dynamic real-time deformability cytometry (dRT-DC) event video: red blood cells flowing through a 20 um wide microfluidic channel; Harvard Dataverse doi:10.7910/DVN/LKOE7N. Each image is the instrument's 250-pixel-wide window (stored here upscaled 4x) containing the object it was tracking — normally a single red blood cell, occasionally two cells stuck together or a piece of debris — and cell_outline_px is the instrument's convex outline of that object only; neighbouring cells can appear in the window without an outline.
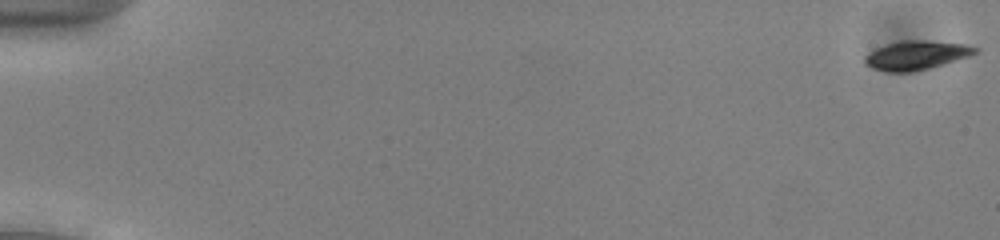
{"species": "common noctule bat (a hibernating species)", "species_latin": "Nyctalus noctula", "temperature_condition": "cold", "stored_images_in_passage": 54, "camera_frame_rate_fps": 3000, "um_per_image_px": 0.085, "animal": {"sex": "male", "body_mass_g": 13.0, "forearm_length_mm": 53.1}, "frame": {"image": 1, "passage_image": 1, "time_ms": 0.0, "image_size_px": [1000, 240], "cell_outline_px": [[980, 48], [976, 52], [968, 56], [928, 68], [908, 72], [888, 72], [872, 68], [864, 64], [864, 56], [888, 44], [904, 40], [924, 40], [968, 44]], "centroid_in_image_um": [77.9, 4.69], "position_along_channel_um": 7.1, "area_um2": 18.26}}
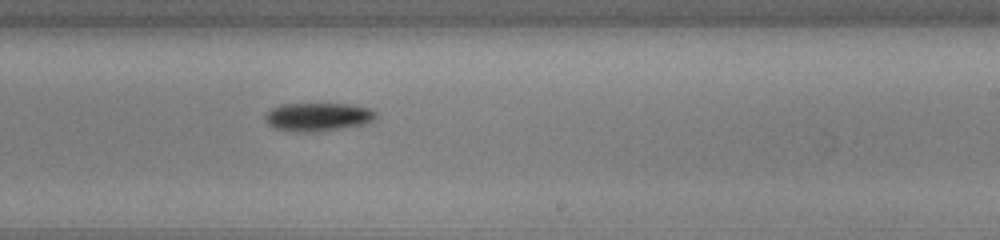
{"frame": {"image": 2, "passage_image": 34, "time_ms": 11.0, "image_size_px": [1000, 240], "cell_outline_px": [[376, 116], [368, 124], [320, 132], [296, 132], [276, 128], [268, 124], [264, 120], [264, 116], [272, 108], [280, 104], [352, 104], [372, 108], [376, 112]], "centroid_in_image_um": [27.06, 9.94], "position_along_channel_um": 261.9, "area_um2": 18.61}}
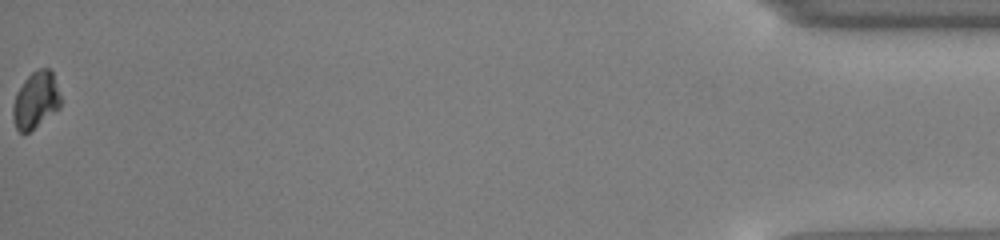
{"frame": {"image": 3, "passage_image": 54, "time_ms": 17.667, "image_size_px": [1000, 240], "cell_outline_px": [[60, 108], [28, 132], [20, 132], [16, 128], [12, 116], [12, 104], [16, 92], [24, 80], [32, 72], [40, 68], [48, 68], [52, 72], [60, 96]], "centroid_in_image_um": [3.01, 8.51], "position_along_channel_um": 432.2, "area_um2": 15.61}, "authors_computed_cell_mechanics": {"area_um2": 17.5134, "velocity_mm_per_s": 3.9317, "shape_relaxation_time_tau1_ms": 5.7524, "shape_relaxation_time_tau2_ms": null, "deformation_change_tau1": 0.2011, "deformation_change_tau2": null}}